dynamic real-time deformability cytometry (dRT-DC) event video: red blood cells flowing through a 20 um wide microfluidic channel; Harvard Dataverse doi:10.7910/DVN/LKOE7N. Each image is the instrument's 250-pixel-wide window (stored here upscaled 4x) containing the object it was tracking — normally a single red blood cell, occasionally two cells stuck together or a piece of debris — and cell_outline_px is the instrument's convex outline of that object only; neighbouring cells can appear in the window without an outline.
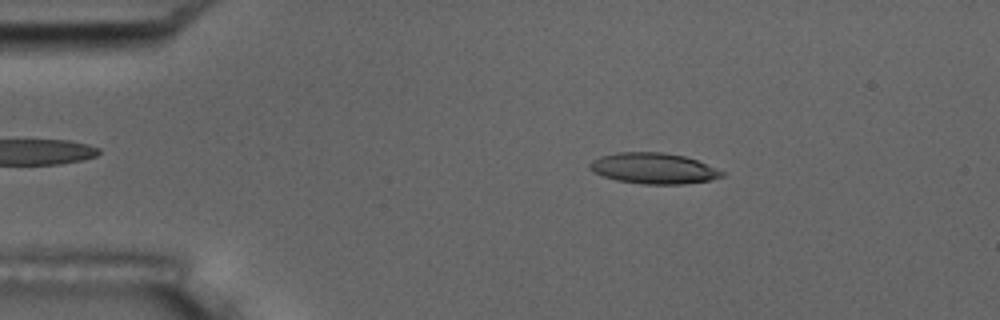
{"species": "common noctule bat (a hibernating species)", "species_latin": "Nyctalus noctula", "temperature_condition": "room temperature", "stored_images_in_passage": 54, "camera_frame_rate_fps": 3000, "um_per_image_px": 0.085, "animal": {"sex": "male", "body_mass_g": 17.5, "forearm_length_mm": 52.3}, "frame": {"image": 1, "passage_image": 9, "time_ms": 2.667, "image_size_px": [1000, 320], "cell_outline_px": [[724, 176], [712, 180], [684, 184], [640, 184], [616, 180], [604, 176], [588, 168], [588, 164], [592, 160], [600, 156], [616, 152], [664, 152], [684, 156], [696, 160], [724, 172]], "centroid_in_image_um": [55.54, 14.31], "position_along_channel_um": 29.5, "area_um2": 23.76}}
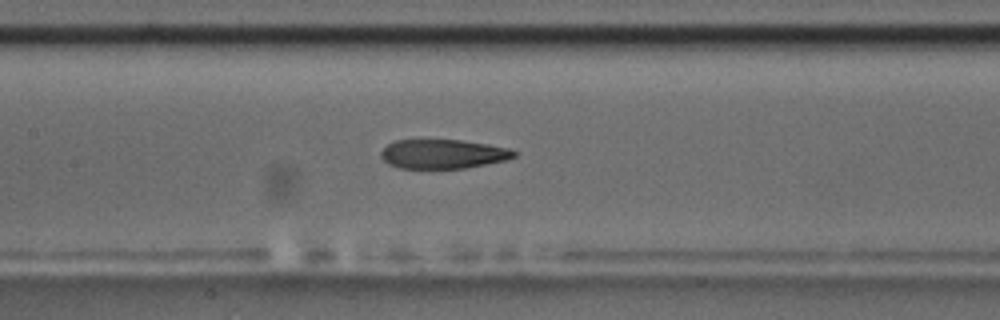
{"frame": {"image": 2, "passage_image": 25, "time_ms": 8.0, "image_size_px": [1000, 320], "cell_outline_px": [[516, 156], [504, 160], [468, 168], [400, 168], [388, 164], [380, 156], [380, 152], [388, 144], [396, 140], [460, 140], [488, 144], [508, 148], [516, 152]], "centroid_in_image_um": [37.64, 13.09], "position_along_channel_um": 169.8, "area_um2": 22.54}}
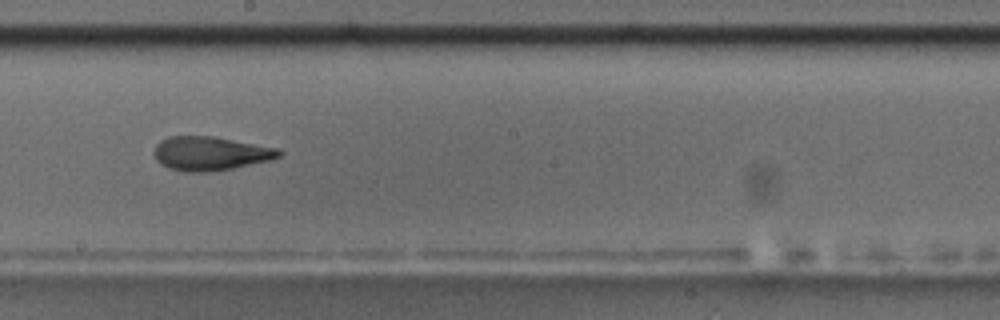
{"frame": {"image": 3, "passage_image": 30, "time_ms": 9.667, "image_size_px": [1000, 320], "cell_outline_px": [[284, 152], [280, 156], [272, 160], [232, 168], [208, 172], [184, 172], [168, 168], [160, 164], [156, 160], [152, 152], [156, 144], [160, 140], [168, 136], [212, 136], [280, 148]], "centroid_in_image_um": [17.87, 13.04], "position_along_channel_um": 230.3, "area_um2": 25.03}, "authors_computed_cell_mechanics": {"area_um2": 24.4783, "velocity_mm_per_s": 3.6592, "shape_relaxation_time_tau1_ms": 6.1706, "shape_relaxation_time_tau2_ms": 2.814, "deformation_change_tau1": 0.1925, "deformation_change_tau2": 0.1138}}